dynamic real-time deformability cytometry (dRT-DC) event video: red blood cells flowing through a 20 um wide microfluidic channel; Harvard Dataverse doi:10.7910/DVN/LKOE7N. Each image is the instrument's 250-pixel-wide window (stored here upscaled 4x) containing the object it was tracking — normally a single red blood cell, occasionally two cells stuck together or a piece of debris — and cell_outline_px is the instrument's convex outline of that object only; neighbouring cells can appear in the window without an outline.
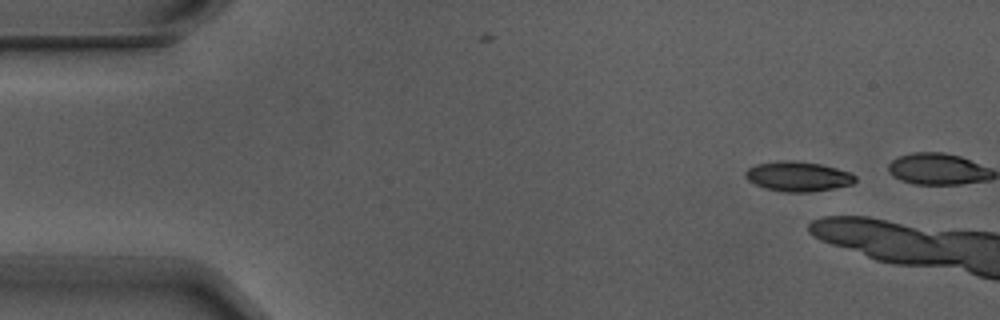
{"species": "Egyptian fruit bat (a non-hibernating species)", "species_latin": "Rousettus aegyptiacus", "temperature_condition": "warm", "stored_images_in_passage": 3, "camera_frame_rate_fps": 3000, "um_per_image_px": 0.085, "animal": {"sex": "male"}, "frame": {"image": 1, "passage_image": 1, "time_ms": 0.0, "image_size_px": [1000, 320], "cell_outline_px": [[856, 180], [852, 184], [832, 188], [808, 192], [788, 192], [764, 188], [748, 180], [744, 176], [744, 172], [748, 168], [756, 164], [784, 160], [796, 160], [820, 164], [836, 168], [848, 172], [856, 176]], "centroid_in_image_um": [67.8, 14.98], "position_along_channel_um": 17.2, "area_um2": 18.96}}